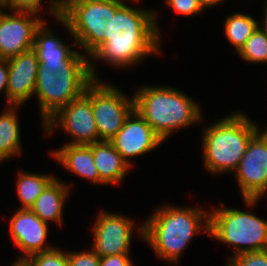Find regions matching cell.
<instances>
[{
	"label": "cell",
	"mask_w": 267,
	"mask_h": 266,
	"mask_svg": "<svg viewBox=\"0 0 267 266\" xmlns=\"http://www.w3.org/2000/svg\"><path fill=\"white\" fill-rule=\"evenodd\" d=\"M8 79V61L0 59V93L4 91L5 97L7 92Z\"/></svg>",
	"instance_id": "cell-31"
},
{
	"label": "cell",
	"mask_w": 267,
	"mask_h": 266,
	"mask_svg": "<svg viewBox=\"0 0 267 266\" xmlns=\"http://www.w3.org/2000/svg\"><path fill=\"white\" fill-rule=\"evenodd\" d=\"M165 3L170 9L184 16H195L205 11L199 0H165Z\"/></svg>",
	"instance_id": "cell-27"
},
{
	"label": "cell",
	"mask_w": 267,
	"mask_h": 266,
	"mask_svg": "<svg viewBox=\"0 0 267 266\" xmlns=\"http://www.w3.org/2000/svg\"><path fill=\"white\" fill-rule=\"evenodd\" d=\"M46 135L60 127L71 140L66 144L90 145L99 142L98 131L91 108V83L78 98L60 108L43 125ZM73 140V141H72Z\"/></svg>",
	"instance_id": "cell-10"
},
{
	"label": "cell",
	"mask_w": 267,
	"mask_h": 266,
	"mask_svg": "<svg viewBox=\"0 0 267 266\" xmlns=\"http://www.w3.org/2000/svg\"><path fill=\"white\" fill-rule=\"evenodd\" d=\"M68 192L69 186L56 177L35 200L30 210L43 222L62 226V214L66 199L69 198Z\"/></svg>",
	"instance_id": "cell-19"
},
{
	"label": "cell",
	"mask_w": 267,
	"mask_h": 266,
	"mask_svg": "<svg viewBox=\"0 0 267 266\" xmlns=\"http://www.w3.org/2000/svg\"><path fill=\"white\" fill-rule=\"evenodd\" d=\"M93 80L89 61L39 62L34 95L42 125L60 108L81 96Z\"/></svg>",
	"instance_id": "cell-5"
},
{
	"label": "cell",
	"mask_w": 267,
	"mask_h": 266,
	"mask_svg": "<svg viewBox=\"0 0 267 266\" xmlns=\"http://www.w3.org/2000/svg\"><path fill=\"white\" fill-rule=\"evenodd\" d=\"M256 18L245 13L228 15L224 22L225 38L238 52L258 27Z\"/></svg>",
	"instance_id": "cell-22"
},
{
	"label": "cell",
	"mask_w": 267,
	"mask_h": 266,
	"mask_svg": "<svg viewBox=\"0 0 267 266\" xmlns=\"http://www.w3.org/2000/svg\"><path fill=\"white\" fill-rule=\"evenodd\" d=\"M41 6V0H0V7L12 12H29L38 15Z\"/></svg>",
	"instance_id": "cell-26"
},
{
	"label": "cell",
	"mask_w": 267,
	"mask_h": 266,
	"mask_svg": "<svg viewBox=\"0 0 267 266\" xmlns=\"http://www.w3.org/2000/svg\"><path fill=\"white\" fill-rule=\"evenodd\" d=\"M91 249L99 256L130 254L135 223L129 217L100 211L93 224Z\"/></svg>",
	"instance_id": "cell-11"
},
{
	"label": "cell",
	"mask_w": 267,
	"mask_h": 266,
	"mask_svg": "<svg viewBox=\"0 0 267 266\" xmlns=\"http://www.w3.org/2000/svg\"><path fill=\"white\" fill-rule=\"evenodd\" d=\"M264 14H263V23L262 26L260 24H258L259 29L266 35L267 37V4H265L264 7Z\"/></svg>",
	"instance_id": "cell-33"
},
{
	"label": "cell",
	"mask_w": 267,
	"mask_h": 266,
	"mask_svg": "<svg viewBox=\"0 0 267 266\" xmlns=\"http://www.w3.org/2000/svg\"><path fill=\"white\" fill-rule=\"evenodd\" d=\"M76 1L79 0H50V2L47 4L49 6L46 11L49 10L48 13H51L50 15L53 16L52 18L56 19L67 7Z\"/></svg>",
	"instance_id": "cell-30"
},
{
	"label": "cell",
	"mask_w": 267,
	"mask_h": 266,
	"mask_svg": "<svg viewBox=\"0 0 267 266\" xmlns=\"http://www.w3.org/2000/svg\"><path fill=\"white\" fill-rule=\"evenodd\" d=\"M93 157L99 173V184L117 185L126 178L131 166L122 158L110 141L92 144Z\"/></svg>",
	"instance_id": "cell-18"
},
{
	"label": "cell",
	"mask_w": 267,
	"mask_h": 266,
	"mask_svg": "<svg viewBox=\"0 0 267 266\" xmlns=\"http://www.w3.org/2000/svg\"><path fill=\"white\" fill-rule=\"evenodd\" d=\"M70 266H100V257L91 249L81 252L68 251Z\"/></svg>",
	"instance_id": "cell-28"
},
{
	"label": "cell",
	"mask_w": 267,
	"mask_h": 266,
	"mask_svg": "<svg viewBox=\"0 0 267 266\" xmlns=\"http://www.w3.org/2000/svg\"><path fill=\"white\" fill-rule=\"evenodd\" d=\"M55 20L73 36V44L90 57L110 37L111 0L73 2Z\"/></svg>",
	"instance_id": "cell-7"
},
{
	"label": "cell",
	"mask_w": 267,
	"mask_h": 266,
	"mask_svg": "<svg viewBox=\"0 0 267 266\" xmlns=\"http://www.w3.org/2000/svg\"><path fill=\"white\" fill-rule=\"evenodd\" d=\"M29 12H4L0 7V59L33 49L37 28L45 20Z\"/></svg>",
	"instance_id": "cell-12"
},
{
	"label": "cell",
	"mask_w": 267,
	"mask_h": 266,
	"mask_svg": "<svg viewBox=\"0 0 267 266\" xmlns=\"http://www.w3.org/2000/svg\"><path fill=\"white\" fill-rule=\"evenodd\" d=\"M29 266H70L67 252L54 247L51 250L33 254L25 259Z\"/></svg>",
	"instance_id": "cell-24"
},
{
	"label": "cell",
	"mask_w": 267,
	"mask_h": 266,
	"mask_svg": "<svg viewBox=\"0 0 267 266\" xmlns=\"http://www.w3.org/2000/svg\"><path fill=\"white\" fill-rule=\"evenodd\" d=\"M110 142L128 165L131 166L130 158L148 154L164 141L134 109Z\"/></svg>",
	"instance_id": "cell-13"
},
{
	"label": "cell",
	"mask_w": 267,
	"mask_h": 266,
	"mask_svg": "<svg viewBox=\"0 0 267 266\" xmlns=\"http://www.w3.org/2000/svg\"><path fill=\"white\" fill-rule=\"evenodd\" d=\"M56 178L52 174L19 171L16 192L21 202L20 209H30L45 188Z\"/></svg>",
	"instance_id": "cell-21"
},
{
	"label": "cell",
	"mask_w": 267,
	"mask_h": 266,
	"mask_svg": "<svg viewBox=\"0 0 267 266\" xmlns=\"http://www.w3.org/2000/svg\"><path fill=\"white\" fill-rule=\"evenodd\" d=\"M91 108L100 141H110L134 110V98L100 80L91 82Z\"/></svg>",
	"instance_id": "cell-8"
},
{
	"label": "cell",
	"mask_w": 267,
	"mask_h": 266,
	"mask_svg": "<svg viewBox=\"0 0 267 266\" xmlns=\"http://www.w3.org/2000/svg\"><path fill=\"white\" fill-rule=\"evenodd\" d=\"M214 208L209 212V236L234 247L233 255L267 250V221L249 211Z\"/></svg>",
	"instance_id": "cell-6"
},
{
	"label": "cell",
	"mask_w": 267,
	"mask_h": 266,
	"mask_svg": "<svg viewBox=\"0 0 267 266\" xmlns=\"http://www.w3.org/2000/svg\"><path fill=\"white\" fill-rule=\"evenodd\" d=\"M130 254L111 255L100 257V266H132Z\"/></svg>",
	"instance_id": "cell-29"
},
{
	"label": "cell",
	"mask_w": 267,
	"mask_h": 266,
	"mask_svg": "<svg viewBox=\"0 0 267 266\" xmlns=\"http://www.w3.org/2000/svg\"><path fill=\"white\" fill-rule=\"evenodd\" d=\"M203 130L204 167L212 175H219L234 173L249 141L260 129L258 124L239 111L205 126Z\"/></svg>",
	"instance_id": "cell-4"
},
{
	"label": "cell",
	"mask_w": 267,
	"mask_h": 266,
	"mask_svg": "<svg viewBox=\"0 0 267 266\" xmlns=\"http://www.w3.org/2000/svg\"><path fill=\"white\" fill-rule=\"evenodd\" d=\"M53 158L71 173L99 185V173L95 165L92 144H64L61 148L51 151Z\"/></svg>",
	"instance_id": "cell-16"
},
{
	"label": "cell",
	"mask_w": 267,
	"mask_h": 266,
	"mask_svg": "<svg viewBox=\"0 0 267 266\" xmlns=\"http://www.w3.org/2000/svg\"><path fill=\"white\" fill-rule=\"evenodd\" d=\"M10 266H29L25 260H16Z\"/></svg>",
	"instance_id": "cell-34"
},
{
	"label": "cell",
	"mask_w": 267,
	"mask_h": 266,
	"mask_svg": "<svg viewBox=\"0 0 267 266\" xmlns=\"http://www.w3.org/2000/svg\"><path fill=\"white\" fill-rule=\"evenodd\" d=\"M9 224L12 241L24 253L18 257V260H25L33 254L48 251L55 247L48 244L45 246L50 226L30 209L19 208L16 210Z\"/></svg>",
	"instance_id": "cell-14"
},
{
	"label": "cell",
	"mask_w": 267,
	"mask_h": 266,
	"mask_svg": "<svg viewBox=\"0 0 267 266\" xmlns=\"http://www.w3.org/2000/svg\"><path fill=\"white\" fill-rule=\"evenodd\" d=\"M225 0H199L204 9L218 6Z\"/></svg>",
	"instance_id": "cell-32"
},
{
	"label": "cell",
	"mask_w": 267,
	"mask_h": 266,
	"mask_svg": "<svg viewBox=\"0 0 267 266\" xmlns=\"http://www.w3.org/2000/svg\"><path fill=\"white\" fill-rule=\"evenodd\" d=\"M156 14L152 9L126 5L125 0H111L110 37L89 57L94 80H100L94 64L97 60H104L115 68H129L147 55L161 54Z\"/></svg>",
	"instance_id": "cell-1"
},
{
	"label": "cell",
	"mask_w": 267,
	"mask_h": 266,
	"mask_svg": "<svg viewBox=\"0 0 267 266\" xmlns=\"http://www.w3.org/2000/svg\"><path fill=\"white\" fill-rule=\"evenodd\" d=\"M8 105L0 114V163L22 154L21 133L17 109ZM17 108V109H16Z\"/></svg>",
	"instance_id": "cell-20"
},
{
	"label": "cell",
	"mask_w": 267,
	"mask_h": 266,
	"mask_svg": "<svg viewBox=\"0 0 267 266\" xmlns=\"http://www.w3.org/2000/svg\"><path fill=\"white\" fill-rule=\"evenodd\" d=\"M237 54L248 63H267V37L259 27Z\"/></svg>",
	"instance_id": "cell-23"
},
{
	"label": "cell",
	"mask_w": 267,
	"mask_h": 266,
	"mask_svg": "<svg viewBox=\"0 0 267 266\" xmlns=\"http://www.w3.org/2000/svg\"><path fill=\"white\" fill-rule=\"evenodd\" d=\"M234 174L244 203L252 209L267 192V127L251 138Z\"/></svg>",
	"instance_id": "cell-9"
},
{
	"label": "cell",
	"mask_w": 267,
	"mask_h": 266,
	"mask_svg": "<svg viewBox=\"0 0 267 266\" xmlns=\"http://www.w3.org/2000/svg\"><path fill=\"white\" fill-rule=\"evenodd\" d=\"M7 106H21L34 96L39 60L31 49L7 59Z\"/></svg>",
	"instance_id": "cell-15"
},
{
	"label": "cell",
	"mask_w": 267,
	"mask_h": 266,
	"mask_svg": "<svg viewBox=\"0 0 267 266\" xmlns=\"http://www.w3.org/2000/svg\"><path fill=\"white\" fill-rule=\"evenodd\" d=\"M226 266H267V250L230 256Z\"/></svg>",
	"instance_id": "cell-25"
},
{
	"label": "cell",
	"mask_w": 267,
	"mask_h": 266,
	"mask_svg": "<svg viewBox=\"0 0 267 266\" xmlns=\"http://www.w3.org/2000/svg\"><path fill=\"white\" fill-rule=\"evenodd\" d=\"M202 231L209 234V211L170 204L160 205L136 230L159 259L173 264H178L188 243Z\"/></svg>",
	"instance_id": "cell-2"
},
{
	"label": "cell",
	"mask_w": 267,
	"mask_h": 266,
	"mask_svg": "<svg viewBox=\"0 0 267 266\" xmlns=\"http://www.w3.org/2000/svg\"><path fill=\"white\" fill-rule=\"evenodd\" d=\"M46 22L44 20L37 28L34 37L33 50L39 62L89 61V57L69 47V44H65L56 34L54 35Z\"/></svg>",
	"instance_id": "cell-17"
},
{
	"label": "cell",
	"mask_w": 267,
	"mask_h": 266,
	"mask_svg": "<svg viewBox=\"0 0 267 266\" xmlns=\"http://www.w3.org/2000/svg\"><path fill=\"white\" fill-rule=\"evenodd\" d=\"M134 93V109L163 141L203 119L199 104L179 89L149 85Z\"/></svg>",
	"instance_id": "cell-3"
}]
</instances>
